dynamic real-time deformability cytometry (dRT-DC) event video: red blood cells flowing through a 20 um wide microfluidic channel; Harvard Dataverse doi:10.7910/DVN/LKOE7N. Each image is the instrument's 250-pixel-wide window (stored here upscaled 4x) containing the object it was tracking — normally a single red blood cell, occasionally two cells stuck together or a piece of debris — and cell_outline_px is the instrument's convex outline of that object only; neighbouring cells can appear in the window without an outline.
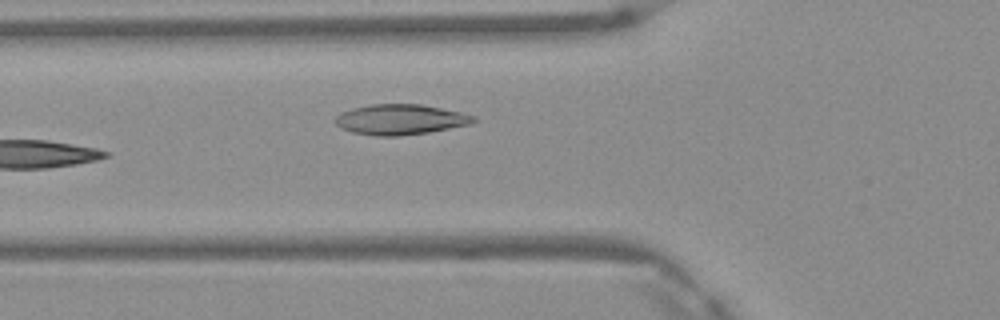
{"species": "Egyptian fruit bat (a non-hibernating species)", "species_latin": "Rousettus aegyptiacus", "temperature_condition": "warm", "stored_images_in_passage": 5, "camera_frame_rate_fps": 3000, "um_per_image_px": 0.085, "frame": {"image": 1, "passage_image": 5, "time_ms": 1.333, "image_size_px": [1000, 320], "cell_outline_px": [[476, 120], [472, 124], [428, 132], [400, 136], [376, 136], [352, 132], [340, 128], [332, 120], [340, 112], [352, 108], [372, 104], [420, 104], [460, 112], [476, 116]], "centroid_in_image_um": [33.99, 10.16], "position_along_channel_um": 91.8, "area_um2": 24.57}}